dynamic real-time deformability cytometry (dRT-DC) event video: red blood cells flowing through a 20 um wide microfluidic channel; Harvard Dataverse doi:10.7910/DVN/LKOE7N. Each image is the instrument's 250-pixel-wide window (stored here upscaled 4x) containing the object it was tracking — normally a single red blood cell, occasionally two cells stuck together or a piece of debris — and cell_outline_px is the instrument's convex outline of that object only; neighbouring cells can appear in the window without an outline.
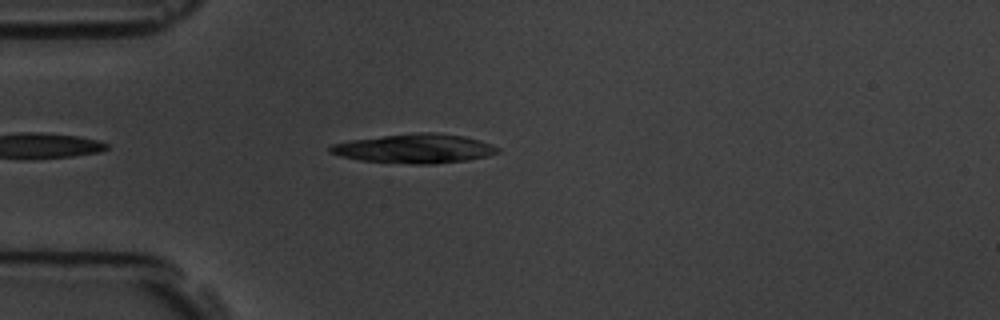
{"species": "common noctule bat (a hibernating species)", "species_latin": "Nyctalus noctula", "temperature_condition": "room temperature", "stored_images_in_passage": 2, "camera_frame_rate_fps": 3000, "um_per_image_px": 0.085, "animal": {"sex": "male", "body_mass_g": 19.5, "forearm_length_mm": 54.6}, "frame": {"image": 1, "passage_image": 2, "time_ms": 1.0, "image_size_px": [1000, 320], "cell_outline_px": [[500, 152], [488, 156], [468, 160], [432, 164], [412, 164], [360, 160], [340, 156], [328, 152], [328, 148], [332, 144], [348, 140], [416, 132], [436, 132], [464, 136], [480, 140], [500, 148]], "centroid_in_image_um": [35.25, 12.62], "position_along_channel_um": 49.8, "area_um2": 28.67}}